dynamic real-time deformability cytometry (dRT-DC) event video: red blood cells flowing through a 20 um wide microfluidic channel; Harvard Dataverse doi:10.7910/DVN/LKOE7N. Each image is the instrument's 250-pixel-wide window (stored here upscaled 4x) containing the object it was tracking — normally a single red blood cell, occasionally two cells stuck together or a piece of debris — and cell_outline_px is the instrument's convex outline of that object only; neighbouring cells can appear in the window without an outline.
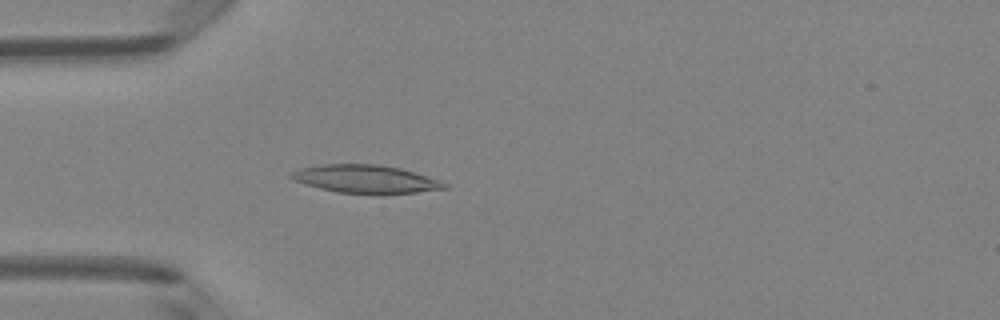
{"species": "Egyptian fruit bat (a non-hibernating species)", "species_latin": "Rousettus aegyptiacus", "temperature_condition": "room temperature", "stored_images_in_passage": 4, "camera_frame_rate_fps": 3000, "um_per_image_px": 0.085, "animal": {"sex": "female"}, "frame": {"image": 1, "passage_image": 4, "time_ms": 1.0, "image_size_px": [1000, 320], "cell_outline_px": [[448, 188], [416, 192], [336, 192], [304, 184], [288, 176], [292, 172], [300, 168], [320, 164], [376, 164], [400, 168], [440, 180], [448, 184]], "centroid_in_image_um": [31.05, 15.19], "position_along_channel_um": 53.9, "area_um2": 24.39}}